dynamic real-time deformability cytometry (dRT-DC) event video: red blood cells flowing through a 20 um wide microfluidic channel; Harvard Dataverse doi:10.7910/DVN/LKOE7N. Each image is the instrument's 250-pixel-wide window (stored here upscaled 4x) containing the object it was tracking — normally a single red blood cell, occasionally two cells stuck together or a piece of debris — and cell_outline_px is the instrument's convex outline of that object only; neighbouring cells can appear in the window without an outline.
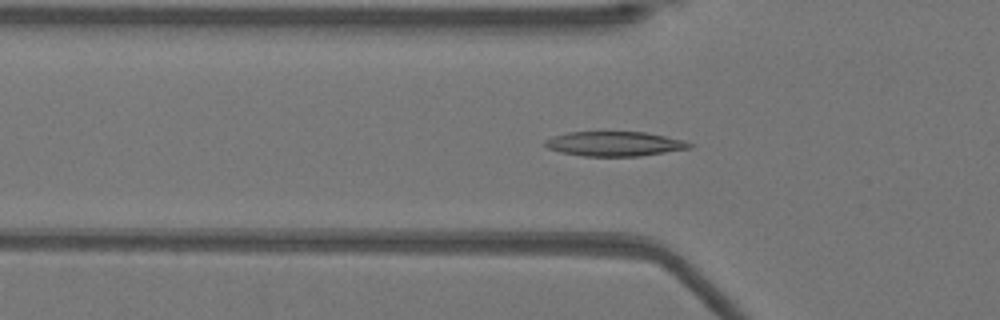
{"species": "Egyptian fruit bat (a non-hibernating species)", "species_latin": "Rousettus aegyptiacus", "temperature_condition": "warm", "stored_images_in_passage": 50, "camera_frame_rate_fps": 3000, "um_per_image_px": 0.085, "animal": {"sex": "female"}, "frame": {"image": 1, "passage_image": 16, "time_ms": 5.0, "image_size_px": [1000, 320], "cell_outline_px": [[692, 148], [640, 156], [584, 156], [560, 152], [548, 148], [544, 144], [544, 140], [568, 132], [644, 132], [684, 140], [692, 144]], "centroid_in_image_um": [52.24, 12.23], "position_along_channel_um": 73.6, "area_um2": 20.58}}
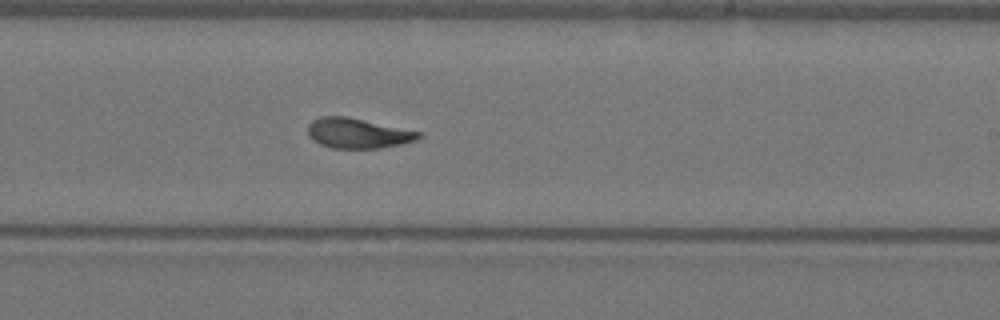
{"frame": {"image": 2, "passage_image": 30, "time_ms": 9.667, "image_size_px": [1000, 320], "cell_outline_px": [[424, 136], [416, 140], [400, 144], [380, 148], [332, 148], [320, 144], [312, 140], [308, 136], [308, 124], [312, 120], [320, 116], [348, 116], [420, 132]], "centroid_in_image_um": [30.38, 11.32], "position_along_channel_um": 258.6, "area_um2": 19.48}}
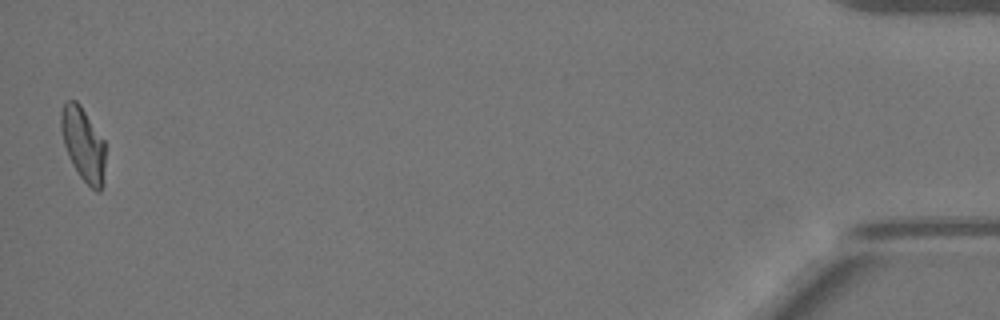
{"frame": {"image": 3, "passage_image": 50, "time_ms": 16.333, "image_size_px": [1000, 320], "cell_outline_px": [[104, 184], [100, 192], [96, 192], [80, 176], [72, 164], [68, 156], [64, 144], [60, 128], [60, 112], [64, 100], [76, 100], [80, 104], [104, 140]], "centroid_in_image_um": [7.05, 12.23], "position_along_channel_um": 428.1, "area_um2": 19.13}, "authors_computed_cell_mechanics": {"area_um2": 20.0566, "velocity_mm_per_s": 3.9503, "shape_relaxation_time_tau1_ms": 7.2899, "shape_relaxation_time_tau2_ms": 1.7862, "deformation_change_tau1": 0.2405, "deformation_change_tau2": 0.0892}}